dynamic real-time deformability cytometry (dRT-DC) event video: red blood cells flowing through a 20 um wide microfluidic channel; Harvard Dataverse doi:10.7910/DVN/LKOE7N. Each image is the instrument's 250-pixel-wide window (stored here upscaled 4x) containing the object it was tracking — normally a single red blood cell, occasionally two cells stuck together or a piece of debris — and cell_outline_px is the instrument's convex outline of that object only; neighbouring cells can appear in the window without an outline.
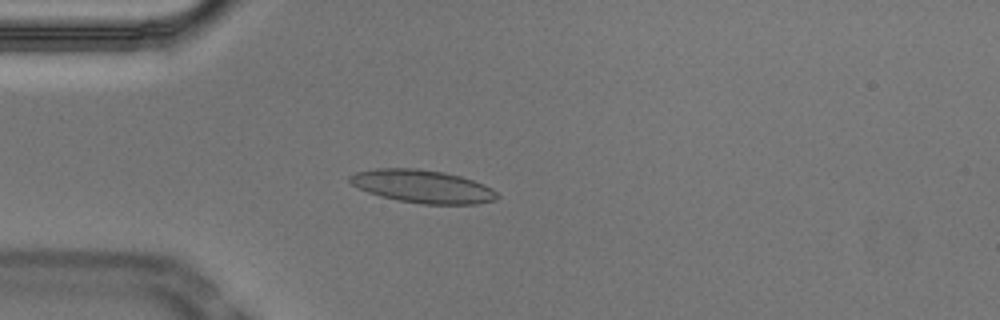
{"species": "Egyptian fruit bat (a non-hibernating species)", "species_latin": "Rousettus aegyptiacus", "temperature_condition": "cold", "stored_images_in_passage": 40, "camera_frame_rate_fps": 3000, "um_per_image_px": 0.085, "animal": {"sex": "male"}, "frame": {"image": 1, "passage_image": 1, "time_ms": 0.0, "image_size_px": [1000, 320], "cell_outline_px": [[500, 196], [492, 200], [476, 204], [424, 204], [396, 200], [380, 196], [368, 192], [352, 184], [348, 180], [348, 176], [356, 172], [376, 168], [416, 168], [444, 172], [460, 176], [484, 184], [492, 188]], "centroid_in_image_um": [35.9, 15.84], "position_along_channel_um": 49.1, "area_um2": 28.26}}
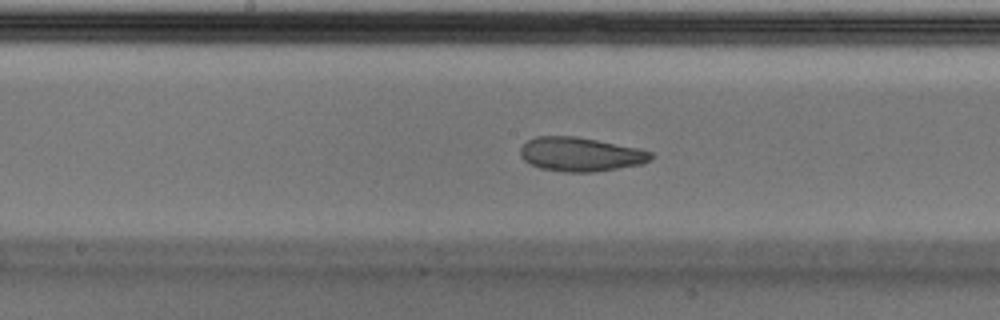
{"frame": {"image": 2, "passage_image": 14, "time_ms": 4.333, "image_size_px": [1000, 320], "cell_outline_px": [[656, 156], [652, 160], [644, 164], [592, 172], [564, 172], [540, 168], [524, 160], [520, 156], [520, 148], [528, 140], [536, 136], [576, 136], [640, 148], [652, 152]], "centroid_in_image_um": [49.4, 13.11], "position_along_channel_um": 198.8, "area_um2": 26.13}}
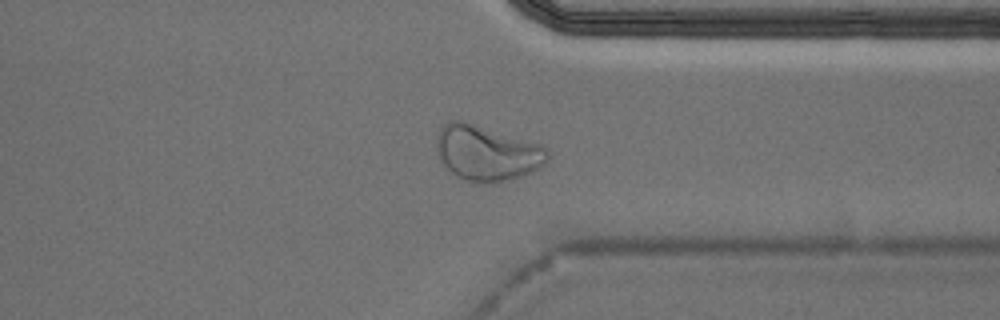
{"frame": {"image": 3, "passage_image": 28, "time_ms": 9.0, "image_size_px": [1000, 320], "cell_outline_px": [[548, 160], [540, 168], [532, 172], [508, 180], [468, 180], [456, 176], [444, 164], [436, 148], [436, 136], [440, 124], [452, 120], [464, 120], [540, 144], [548, 148]], "centroid_in_image_um": [41.38, 12.94], "position_along_channel_um": 370.0, "area_um2": 35.37}, "authors_computed_cell_mechanics": {"area_um2": 27.2238, "velocity_mm_per_s": 3.6967, "shape_relaxation_time_tau1_ms": null, "shape_relaxation_time_tau2_ms": 1.8153, "deformation_change_tau1": null, "deformation_change_tau2": 0.079}}